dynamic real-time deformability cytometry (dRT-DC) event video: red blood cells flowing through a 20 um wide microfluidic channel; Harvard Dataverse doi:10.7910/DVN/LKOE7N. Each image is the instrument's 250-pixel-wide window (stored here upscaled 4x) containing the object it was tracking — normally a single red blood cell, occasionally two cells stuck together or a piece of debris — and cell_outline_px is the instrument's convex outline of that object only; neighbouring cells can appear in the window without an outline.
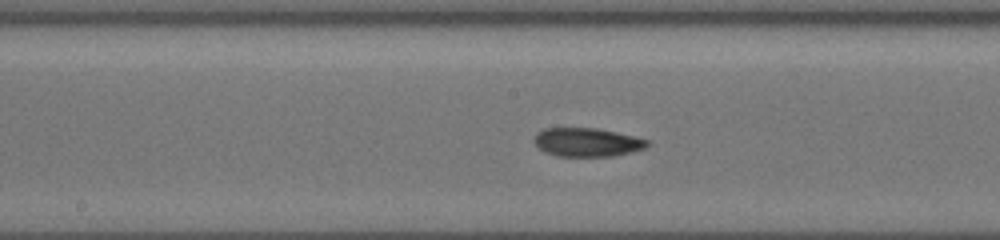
{"species": "common noctule bat (a hibernating species)", "species_latin": "Nyctalus noctula", "temperature_condition": "cold", "stored_images_in_passage": 30, "camera_frame_rate_fps": 3000, "um_per_image_px": 0.085, "animal": {"sex": "female", "body_mass_g": 19.5, "forearm_length_mm": 54.1}, "frame": {"image": 1, "passage_image": 13, "time_ms": 3.667, "image_size_px": [1000, 240], "cell_outline_px": [[648, 144], [644, 148], [632, 152], [612, 156], [556, 156], [544, 152], [532, 140], [536, 132], [544, 128], [596, 128], [616, 132], [648, 140]], "centroid_in_image_um": [49.85, 12.09], "position_along_channel_um": 198.4, "area_um2": 18.84}}
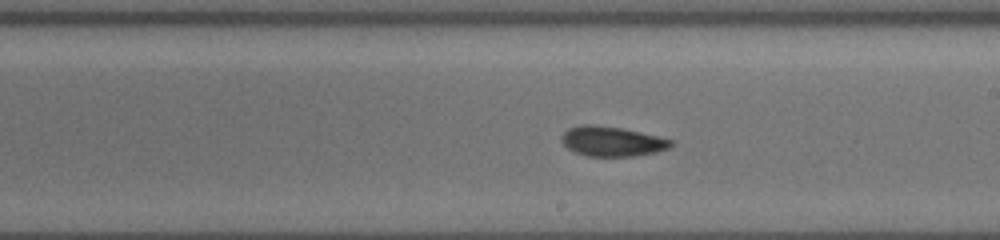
{"frame": {"image": 2, "passage_image": 17, "time_ms": 4.667, "image_size_px": [1000, 240], "cell_outline_px": [[676, 140], [668, 148], [656, 152], [632, 156], [588, 156], [572, 152], [560, 140], [560, 136], [568, 128], [584, 124], [592, 124], [620, 128], [640, 132]], "centroid_in_image_um": [52.0, 12.01], "position_along_channel_um": 237.0, "area_um2": 19.07}}